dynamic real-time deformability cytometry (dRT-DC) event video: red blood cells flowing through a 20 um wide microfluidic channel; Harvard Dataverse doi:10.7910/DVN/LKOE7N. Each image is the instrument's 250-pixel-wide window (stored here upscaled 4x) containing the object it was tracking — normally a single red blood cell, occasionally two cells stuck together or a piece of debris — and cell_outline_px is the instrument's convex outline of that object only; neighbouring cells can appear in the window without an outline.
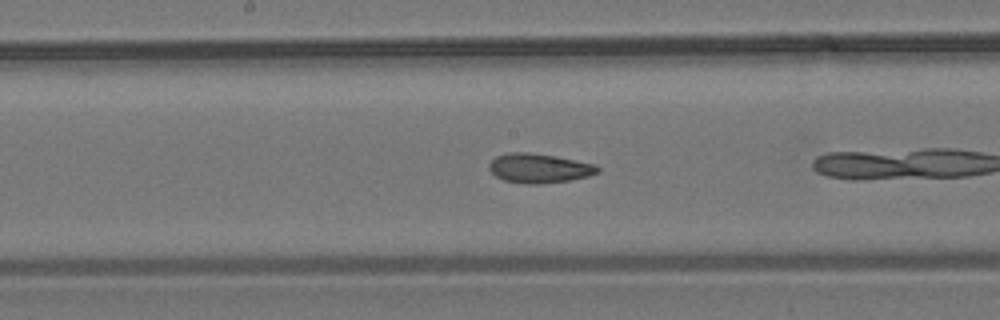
{"species": "common noctule bat (a hibernating species)", "species_latin": "Nyctalus noctula", "temperature_condition": "room temperature", "stored_images_in_passage": 17, "camera_frame_rate_fps": 3000, "um_per_image_px": 0.085, "animal": {"sex": "male", "body_mass_g": 19.2, "forearm_length_mm": 51.8}, "frame": {"image": 1, "passage_image": 12, "time_ms": 3.667, "image_size_px": [1000, 320], "cell_outline_px": [[600, 172], [588, 176], [568, 180], [540, 184], [528, 184], [504, 180], [496, 176], [488, 168], [488, 164], [496, 156], [508, 152], [528, 152], [556, 156], [596, 164], [600, 168]], "centroid_in_image_um": [45.83, 14.29], "position_along_channel_um": 202.4, "area_um2": 18.61}}
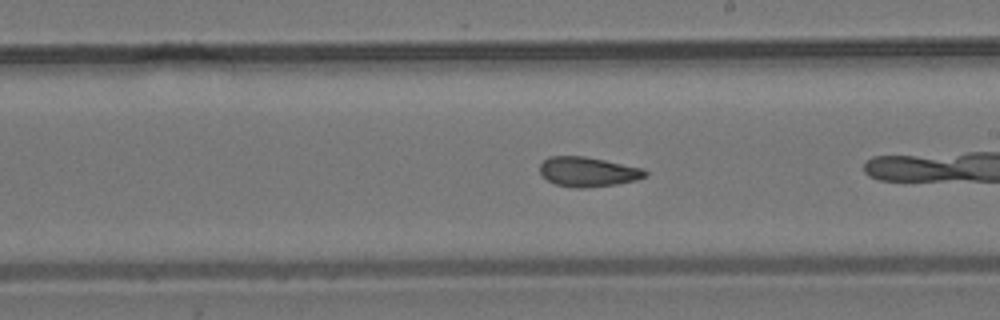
{"frame": {"image": 2, "passage_image": 15, "time_ms": 4.667, "image_size_px": [1000, 320], "cell_outline_px": [[648, 176], [636, 180], [616, 184], [584, 188], [572, 188], [556, 184], [548, 180], [540, 172], [540, 164], [548, 156], [584, 156], [644, 168], [648, 172]], "centroid_in_image_um": [50.0, 14.6], "position_along_channel_um": 239.0, "area_um2": 18.26}}